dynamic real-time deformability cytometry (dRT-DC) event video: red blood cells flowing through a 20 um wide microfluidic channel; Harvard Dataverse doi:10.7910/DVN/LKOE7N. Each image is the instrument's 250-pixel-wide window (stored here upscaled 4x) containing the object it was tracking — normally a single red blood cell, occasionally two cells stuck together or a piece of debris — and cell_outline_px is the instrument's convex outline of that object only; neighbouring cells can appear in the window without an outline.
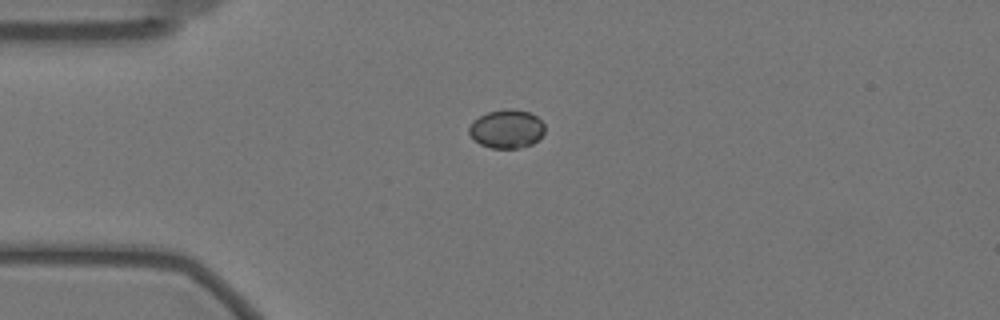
{"species": "Egyptian fruit bat (a non-hibernating species)", "species_latin": "Rousettus aegyptiacus", "temperature_condition": "warm", "stored_images_in_passage": 31, "camera_frame_rate_fps": 3000, "um_per_image_px": 0.085, "animal": {"sex": "female"}, "frame": {"image": 1, "passage_image": 1, "time_ms": 0.0, "image_size_px": [1000, 320], "cell_outline_px": [[544, 132], [532, 144], [520, 148], [492, 148], [480, 144], [468, 132], [468, 128], [472, 120], [488, 112], [508, 108], [512, 108], [528, 112], [536, 116], [544, 124]], "centroid_in_image_um": [43.05, 10.95], "position_along_channel_um": 41.9, "area_um2": 16.94}}
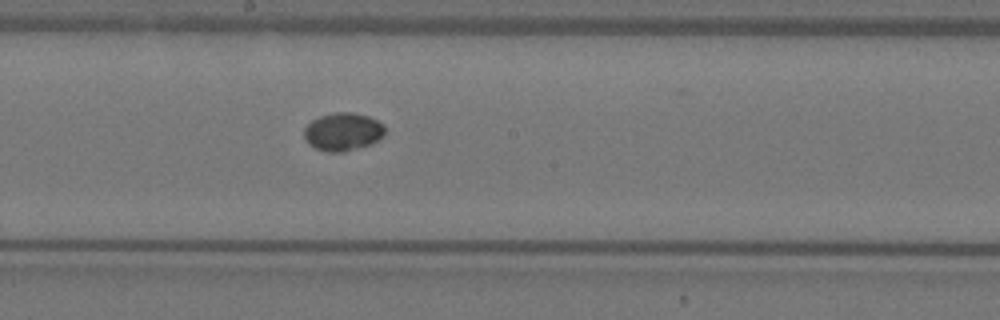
{"frame": {"image": 2, "passage_image": 18, "time_ms": 5.667, "image_size_px": [1000, 320], "cell_outline_px": [[384, 136], [368, 144], [344, 152], [328, 152], [316, 148], [308, 144], [304, 136], [304, 128], [312, 120], [320, 116], [336, 112], [352, 112], [368, 116], [384, 124]], "centroid_in_image_um": [29.13, 11.19], "position_along_channel_um": 219.1, "area_um2": 17.74}}
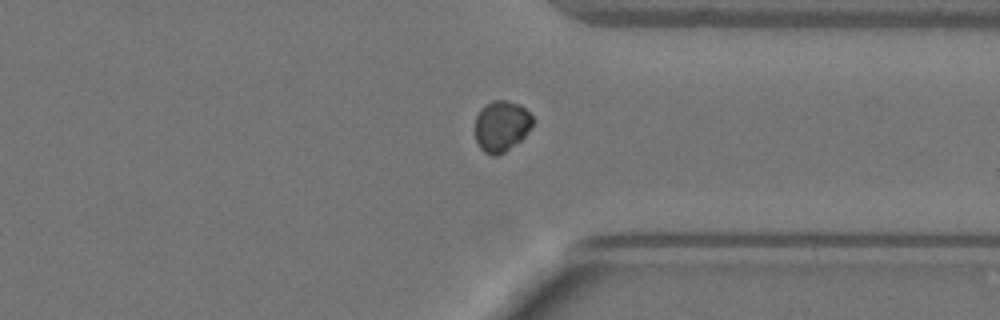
{"frame": {"image": 3, "passage_image": 31, "time_ms": 10.0, "image_size_px": [1000, 320], "cell_outline_px": [[532, 128], [520, 140], [504, 152], [496, 156], [492, 156], [484, 152], [480, 148], [476, 140], [476, 116], [480, 108], [492, 100], [508, 100], [520, 104], [532, 116]], "centroid_in_image_um": [42.62, 10.7], "position_along_channel_um": 368.8, "area_um2": 17.11}, "authors_computed_cell_mechanics": {"area_um2": 17.629, "velocity_mm_per_s": 3.503, "shape_relaxation_time_tau1_ms": 4.4163, "shape_relaxation_time_tau2_ms": null, "deformation_change_tau1": 0.0995, "deformation_change_tau2": null}}